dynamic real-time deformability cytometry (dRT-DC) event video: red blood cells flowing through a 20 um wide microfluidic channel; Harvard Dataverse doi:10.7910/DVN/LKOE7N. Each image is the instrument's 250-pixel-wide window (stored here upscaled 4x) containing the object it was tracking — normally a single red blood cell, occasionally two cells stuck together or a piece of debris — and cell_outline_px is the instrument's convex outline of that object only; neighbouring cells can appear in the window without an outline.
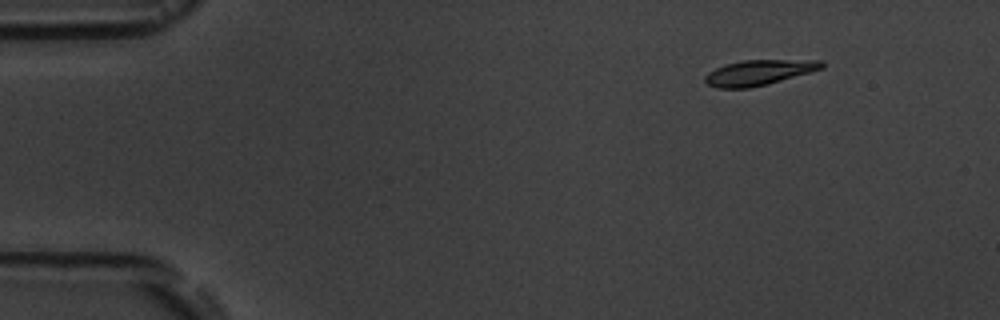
{"species": "common noctule bat (a hibernating species)", "species_latin": "Nyctalus noctula", "temperature_condition": "room temperature", "stored_images_in_passage": 5, "camera_frame_rate_fps": 3000, "um_per_image_px": 0.085, "animal": {"sex": "male", "body_mass_g": 19.5, "forearm_length_mm": 54.6}, "frame": {"image": 1, "passage_image": 2, "time_ms": 1.333, "image_size_px": [1000, 320], "cell_outline_px": [[824, 68], [768, 84], [748, 88], [716, 88], [708, 84], [704, 80], [704, 76], [708, 72], [724, 64], [744, 60], [820, 60], [824, 64]], "centroid_in_image_um": [64.48, 6.16], "position_along_channel_um": 20.5, "area_um2": 17.17}}
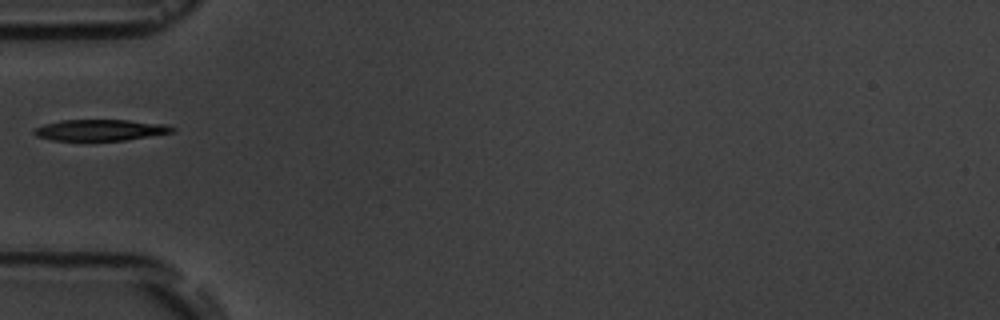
{"frame": {"image": 2, "passage_image": 5, "time_ms": 5.333, "image_size_px": [1000, 320], "cell_outline_px": [[176, 128], [172, 132], [124, 140], [52, 140], [36, 136], [32, 132], [36, 128], [44, 124], [60, 120], [128, 120], [168, 124]], "centroid_in_image_um": [8.52, 11.04], "position_along_channel_um": 76.5, "area_um2": 16.94}}